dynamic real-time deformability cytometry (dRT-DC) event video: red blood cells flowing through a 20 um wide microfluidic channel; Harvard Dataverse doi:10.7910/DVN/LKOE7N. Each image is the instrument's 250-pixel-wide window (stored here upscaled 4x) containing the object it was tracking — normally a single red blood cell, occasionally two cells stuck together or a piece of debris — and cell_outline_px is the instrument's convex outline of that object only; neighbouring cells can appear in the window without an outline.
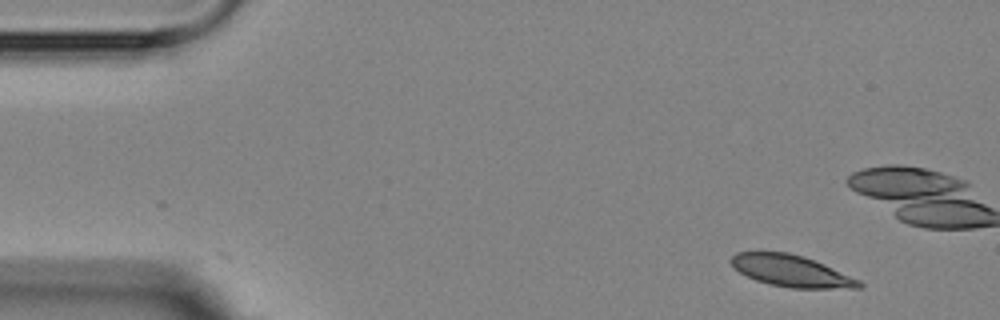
{"species": "Egyptian fruit bat (a non-hibernating species)", "species_latin": "Rousettus aegyptiacus", "temperature_condition": "room temperature", "stored_images_in_passage": 5, "camera_frame_rate_fps": 3000, "um_per_image_px": 0.085, "animal": {"sex": "female"}, "frame": {"image": 1, "passage_image": 1, "time_ms": 0.0, "image_size_px": [1000, 320], "cell_outline_px": [[864, 284], [860, 288], [792, 288], [768, 284], [756, 280], [732, 268], [728, 260], [736, 252], [788, 252], [804, 256], [824, 264], [860, 280]], "centroid_in_image_um": [67.23, 23.02], "position_along_channel_um": 17.8, "area_um2": 23.64}}